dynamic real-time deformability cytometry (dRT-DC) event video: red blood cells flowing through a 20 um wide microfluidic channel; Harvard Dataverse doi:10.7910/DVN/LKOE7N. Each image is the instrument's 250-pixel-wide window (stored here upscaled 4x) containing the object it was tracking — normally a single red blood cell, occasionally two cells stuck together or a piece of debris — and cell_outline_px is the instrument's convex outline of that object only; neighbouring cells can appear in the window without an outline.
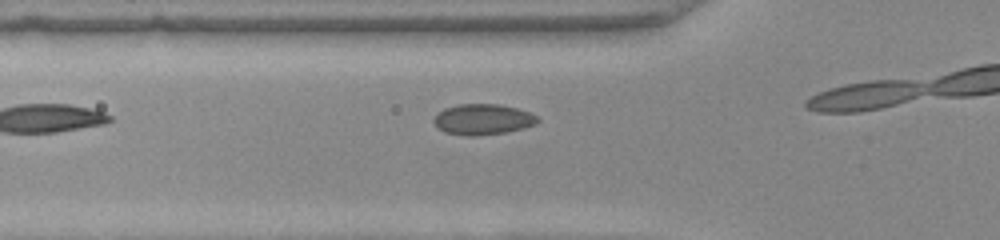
{"species": "common noctule bat (a hibernating species)", "species_latin": "Nyctalus noctula", "temperature_condition": "warm", "stored_images_in_passage": 4, "camera_frame_rate_fps": 3000, "um_per_image_px": 0.085, "animal": {"sex": "female", "body_mass_g": 22.0, "forearm_length_mm": 56.7}, "frame": {"image": 1, "passage_image": 2, "time_ms": 0.333, "image_size_px": [1000, 240], "cell_outline_px": [[540, 120], [536, 124], [524, 128], [504, 132], [476, 136], [468, 136], [444, 132], [432, 120], [444, 108], [460, 104], [500, 104], [516, 108], [528, 112], [536, 116]], "centroid_in_image_um": [41.05, 10.15], "position_along_channel_um": 84.7, "area_um2": 18.38}}